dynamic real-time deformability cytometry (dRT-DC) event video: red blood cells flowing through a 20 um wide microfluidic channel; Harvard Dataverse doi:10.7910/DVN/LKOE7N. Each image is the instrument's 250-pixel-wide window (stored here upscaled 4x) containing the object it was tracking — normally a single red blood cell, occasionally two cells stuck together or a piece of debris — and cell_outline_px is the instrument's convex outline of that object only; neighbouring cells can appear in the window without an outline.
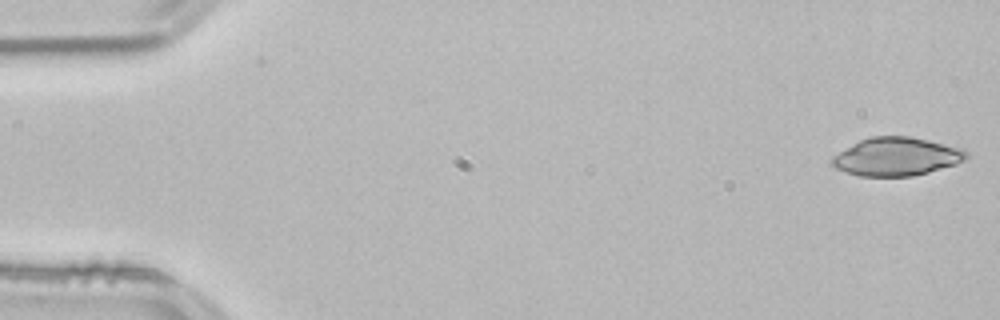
{"species": "common noctule bat (a hibernating species)", "species_latin": "Nyctalus noctula", "temperature_condition": "room temperature", "stored_images_in_passage": 52, "camera_frame_rate_fps": 3000, "um_per_image_px": 0.085, "animal": {"sex": "male", "body_mass_g": 21.5, "forearm_length_mm": 52.0}, "frame": {"image": 1, "passage_image": 1, "time_ms": 0.0, "image_size_px": [1000, 320], "cell_outline_px": [[968, 160], [956, 164], [928, 172], [912, 176], [860, 176], [844, 172], [836, 168], [832, 164], [832, 156], [860, 140], [872, 136], [908, 136], [928, 140], [960, 148], [968, 152]], "centroid_in_image_um": [76.21, 13.32], "position_along_channel_um": 8.8, "area_um2": 29.82}}
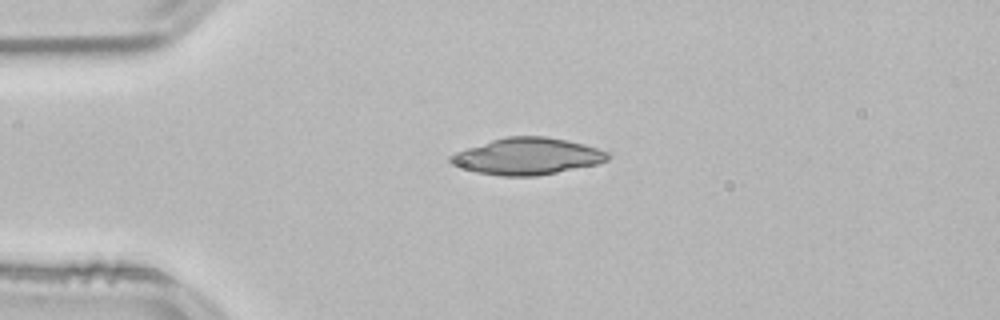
{"frame": {"image": 2, "passage_image": 12, "time_ms": 3.667, "image_size_px": [1000, 320], "cell_outline_px": [[612, 156], [608, 160], [596, 164], [536, 176], [500, 176], [476, 172], [452, 164], [448, 160], [448, 156], [456, 152], [492, 140], [508, 136], [548, 136], [568, 140], [584, 144], [608, 152]], "centroid_in_image_um": [44.83, 13.28], "position_along_channel_um": 40.2, "area_um2": 33.47}}
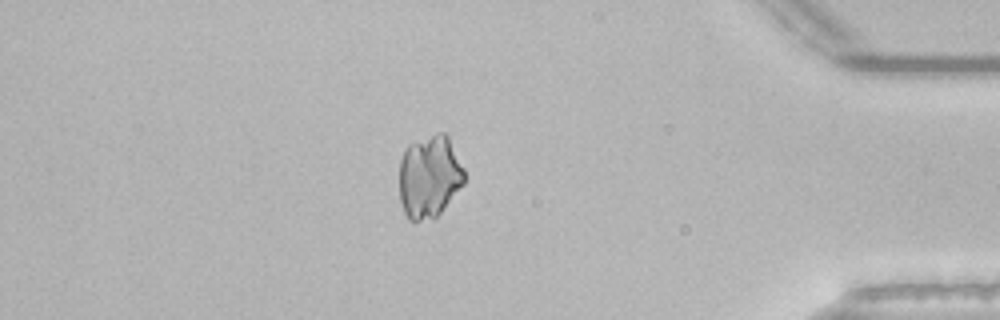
{"frame": {"image": 3, "passage_image": 45, "time_ms": 14.667, "image_size_px": [1000, 320], "cell_outline_px": [[468, 180], [440, 212], [436, 216], [420, 220], [408, 220], [404, 212], [400, 200], [400, 160], [404, 148], [408, 144], [436, 132], [444, 132], [448, 136], [464, 168]], "centroid_in_image_um": [36.52, 14.97], "position_along_channel_um": 398.7, "area_um2": 31.62}}